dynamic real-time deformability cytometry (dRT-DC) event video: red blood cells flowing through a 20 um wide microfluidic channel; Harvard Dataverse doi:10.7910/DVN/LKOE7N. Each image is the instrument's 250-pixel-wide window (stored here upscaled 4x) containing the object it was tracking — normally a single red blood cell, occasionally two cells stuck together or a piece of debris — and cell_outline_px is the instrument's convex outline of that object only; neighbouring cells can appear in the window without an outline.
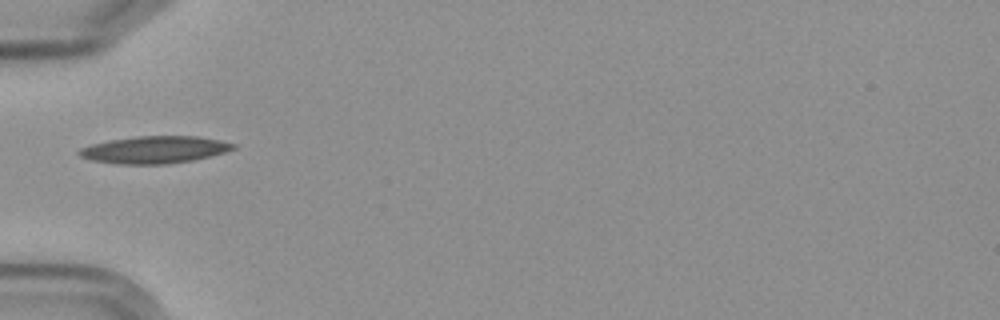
{"species": "Egyptian fruit bat (a non-hibernating species)", "species_latin": "Rousettus aegyptiacus", "temperature_condition": "cold", "stored_images_in_passage": 1, "camera_frame_rate_fps": 3000, "um_per_image_px": 0.085, "frame": {"image": 1, "passage_image": 1, "time_ms": 0.0, "image_size_px": [1000, 320], "cell_outline_px": [[236, 148], [224, 152], [192, 160], [168, 164], [116, 164], [92, 160], [80, 156], [76, 152], [80, 148], [92, 144], [108, 140], [136, 136], [196, 136], [220, 140], [236, 144]], "centroid_in_image_um": [13.11, 12.72], "position_along_channel_um": 71.9, "area_um2": 24.39}}